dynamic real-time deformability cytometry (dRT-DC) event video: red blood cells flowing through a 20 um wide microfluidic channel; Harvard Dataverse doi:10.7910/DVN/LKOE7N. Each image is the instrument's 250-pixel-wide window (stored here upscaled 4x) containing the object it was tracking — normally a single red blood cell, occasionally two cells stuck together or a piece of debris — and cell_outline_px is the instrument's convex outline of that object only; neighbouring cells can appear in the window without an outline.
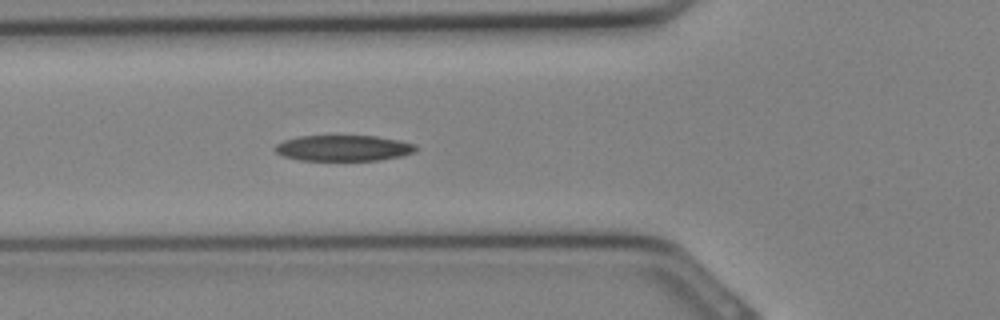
{"species": "Egyptian fruit bat (a non-hibernating species)", "species_latin": "Rousettus aegyptiacus", "temperature_condition": "cold", "stored_images_in_passage": 9, "camera_frame_rate_fps": 3000, "um_per_image_px": 0.085, "animal": {"sex": "female"}, "frame": {"image": 1, "passage_image": 3, "time_ms": 0.667, "image_size_px": [1000, 320], "cell_outline_px": [[416, 152], [400, 156], [380, 160], [300, 160], [284, 156], [276, 152], [272, 148], [276, 144], [284, 140], [296, 136], [376, 136], [400, 140], [416, 144]], "centroid_in_image_um": [29.19, 12.58], "position_along_channel_um": 96.6, "area_um2": 21.27}}
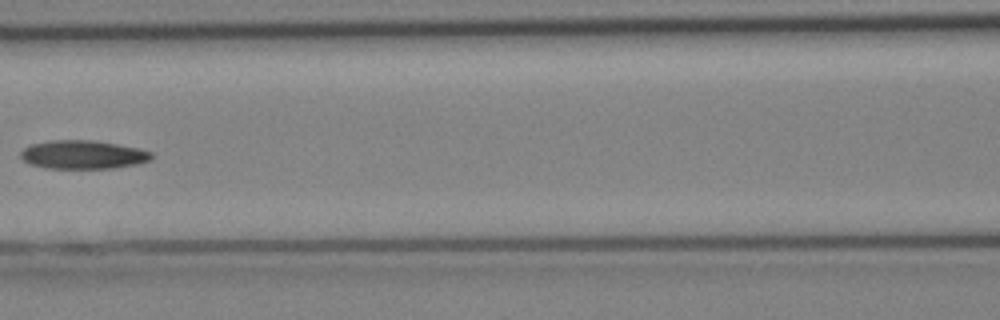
{"frame": {"image": 2, "passage_image": 6, "time_ms": 1.667, "image_size_px": [1000, 320], "cell_outline_px": [[152, 160], [136, 164], [116, 168], [48, 168], [28, 164], [20, 156], [20, 152], [24, 148], [32, 144], [48, 140], [96, 140], [140, 148], [152, 152]], "centroid_in_image_um": [7.07, 13.14], "position_along_channel_um": 159.5, "area_um2": 21.96}}
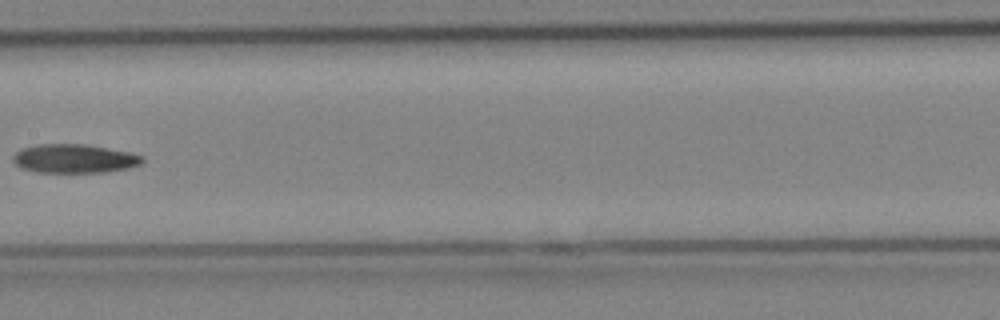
{"frame": {"image": 3, "passage_image": 8, "time_ms": 2.333, "image_size_px": [1000, 320], "cell_outline_px": [[144, 160], [140, 164], [128, 168], [104, 172], [36, 172], [24, 168], [16, 164], [12, 160], [12, 156], [20, 148], [36, 144], [88, 144], [128, 152], [144, 156]], "centroid_in_image_um": [6.3, 13.47], "position_along_channel_um": 201.1, "area_um2": 21.73}}